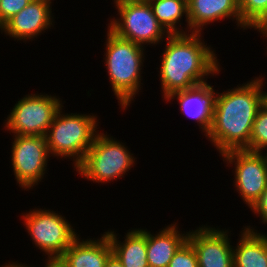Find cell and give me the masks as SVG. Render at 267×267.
I'll use <instances>...</instances> for the list:
<instances>
[{"mask_svg":"<svg viewBox=\"0 0 267 267\" xmlns=\"http://www.w3.org/2000/svg\"><path fill=\"white\" fill-rule=\"evenodd\" d=\"M263 80L259 76L220 95L215 93L212 123L205 136L221 155L248 148L253 123L262 105Z\"/></svg>","mask_w":267,"mask_h":267,"instance_id":"6da1fadb","label":"cell"},{"mask_svg":"<svg viewBox=\"0 0 267 267\" xmlns=\"http://www.w3.org/2000/svg\"><path fill=\"white\" fill-rule=\"evenodd\" d=\"M200 35L192 32L167 36L159 72L165 100L175 92L207 83L205 76L219 74L216 54Z\"/></svg>","mask_w":267,"mask_h":267,"instance_id":"7a4b0ae2","label":"cell"},{"mask_svg":"<svg viewBox=\"0 0 267 267\" xmlns=\"http://www.w3.org/2000/svg\"><path fill=\"white\" fill-rule=\"evenodd\" d=\"M105 45V63L110 84L118 102L120 101V107L125 110L133 97L141 90L144 48L118 37L109 29Z\"/></svg>","mask_w":267,"mask_h":267,"instance_id":"3957f363","label":"cell"},{"mask_svg":"<svg viewBox=\"0 0 267 267\" xmlns=\"http://www.w3.org/2000/svg\"><path fill=\"white\" fill-rule=\"evenodd\" d=\"M63 106L56 113L45 138L49 154L73 157L74 168L84 159L97 136L96 115L61 114Z\"/></svg>","mask_w":267,"mask_h":267,"instance_id":"277c9868","label":"cell"},{"mask_svg":"<svg viewBox=\"0 0 267 267\" xmlns=\"http://www.w3.org/2000/svg\"><path fill=\"white\" fill-rule=\"evenodd\" d=\"M123 143L99 133L76 171L86 179L107 183L122 178L134 165L135 158Z\"/></svg>","mask_w":267,"mask_h":267,"instance_id":"5b68a950","label":"cell"},{"mask_svg":"<svg viewBox=\"0 0 267 267\" xmlns=\"http://www.w3.org/2000/svg\"><path fill=\"white\" fill-rule=\"evenodd\" d=\"M115 6L120 17L112 19L108 29L118 37L144 46L156 45L170 35L153 14L147 0L126 1Z\"/></svg>","mask_w":267,"mask_h":267,"instance_id":"8992f818","label":"cell"},{"mask_svg":"<svg viewBox=\"0 0 267 267\" xmlns=\"http://www.w3.org/2000/svg\"><path fill=\"white\" fill-rule=\"evenodd\" d=\"M23 218L33 243L48 255L47 263L52 265L78 237L65 217L50 209H35Z\"/></svg>","mask_w":267,"mask_h":267,"instance_id":"52a82bcc","label":"cell"},{"mask_svg":"<svg viewBox=\"0 0 267 267\" xmlns=\"http://www.w3.org/2000/svg\"><path fill=\"white\" fill-rule=\"evenodd\" d=\"M62 101L48 94H29L15 104L5 127L13 135L45 136Z\"/></svg>","mask_w":267,"mask_h":267,"instance_id":"ba28073f","label":"cell"},{"mask_svg":"<svg viewBox=\"0 0 267 267\" xmlns=\"http://www.w3.org/2000/svg\"><path fill=\"white\" fill-rule=\"evenodd\" d=\"M222 157L228 165L235 163L234 186L251 208L267 188V153L231 150L223 153Z\"/></svg>","mask_w":267,"mask_h":267,"instance_id":"9c48e42d","label":"cell"},{"mask_svg":"<svg viewBox=\"0 0 267 267\" xmlns=\"http://www.w3.org/2000/svg\"><path fill=\"white\" fill-rule=\"evenodd\" d=\"M15 136L12 165L17 183L25 189L38 185L45 175L49 156L45 136Z\"/></svg>","mask_w":267,"mask_h":267,"instance_id":"30bf717a","label":"cell"},{"mask_svg":"<svg viewBox=\"0 0 267 267\" xmlns=\"http://www.w3.org/2000/svg\"><path fill=\"white\" fill-rule=\"evenodd\" d=\"M228 233L205 225L189 231L187 241L196 252L198 267H234Z\"/></svg>","mask_w":267,"mask_h":267,"instance_id":"8fae6325","label":"cell"},{"mask_svg":"<svg viewBox=\"0 0 267 267\" xmlns=\"http://www.w3.org/2000/svg\"><path fill=\"white\" fill-rule=\"evenodd\" d=\"M50 3L31 1L22 11L14 15L0 29L16 40H30L51 27L52 7Z\"/></svg>","mask_w":267,"mask_h":267,"instance_id":"7c38bea8","label":"cell"},{"mask_svg":"<svg viewBox=\"0 0 267 267\" xmlns=\"http://www.w3.org/2000/svg\"><path fill=\"white\" fill-rule=\"evenodd\" d=\"M113 254L107 234L97 240L80 241L79 235L53 267H105Z\"/></svg>","mask_w":267,"mask_h":267,"instance_id":"4fadbf2b","label":"cell"},{"mask_svg":"<svg viewBox=\"0 0 267 267\" xmlns=\"http://www.w3.org/2000/svg\"><path fill=\"white\" fill-rule=\"evenodd\" d=\"M214 97L213 86L203 83L191 89L175 92L166 101L176 98L182 113L196 120L200 129L207 135L212 123Z\"/></svg>","mask_w":267,"mask_h":267,"instance_id":"5bb4252c","label":"cell"},{"mask_svg":"<svg viewBox=\"0 0 267 267\" xmlns=\"http://www.w3.org/2000/svg\"><path fill=\"white\" fill-rule=\"evenodd\" d=\"M187 8L190 29L188 33H201L204 25L226 18L235 19L242 28L239 0H187Z\"/></svg>","mask_w":267,"mask_h":267,"instance_id":"9a60e30c","label":"cell"},{"mask_svg":"<svg viewBox=\"0 0 267 267\" xmlns=\"http://www.w3.org/2000/svg\"><path fill=\"white\" fill-rule=\"evenodd\" d=\"M188 233H180L176 223L168 225L157 235L146 230L149 267H168L174 254L188 240Z\"/></svg>","mask_w":267,"mask_h":267,"instance_id":"2e32d148","label":"cell"},{"mask_svg":"<svg viewBox=\"0 0 267 267\" xmlns=\"http://www.w3.org/2000/svg\"><path fill=\"white\" fill-rule=\"evenodd\" d=\"M110 241L114 256L124 267H149L147 261L146 230L134 229L127 232L125 240H117L114 231L105 232Z\"/></svg>","mask_w":267,"mask_h":267,"instance_id":"e0dca14e","label":"cell"},{"mask_svg":"<svg viewBox=\"0 0 267 267\" xmlns=\"http://www.w3.org/2000/svg\"><path fill=\"white\" fill-rule=\"evenodd\" d=\"M233 262L234 267H267V235L245 227L233 247Z\"/></svg>","mask_w":267,"mask_h":267,"instance_id":"ac0fdd59","label":"cell"},{"mask_svg":"<svg viewBox=\"0 0 267 267\" xmlns=\"http://www.w3.org/2000/svg\"><path fill=\"white\" fill-rule=\"evenodd\" d=\"M152 8L153 14L169 34H186L183 29L177 28L183 15L186 17L187 27L188 8L187 0H147Z\"/></svg>","mask_w":267,"mask_h":267,"instance_id":"d6986e66","label":"cell"},{"mask_svg":"<svg viewBox=\"0 0 267 267\" xmlns=\"http://www.w3.org/2000/svg\"><path fill=\"white\" fill-rule=\"evenodd\" d=\"M239 12L243 30H257L267 19V0H239Z\"/></svg>","mask_w":267,"mask_h":267,"instance_id":"ffe728a7","label":"cell"},{"mask_svg":"<svg viewBox=\"0 0 267 267\" xmlns=\"http://www.w3.org/2000/svg\"><path fill=\"white\" fill-rule=\"evenodd\" d=\"M265 149L267 151V108L262 104L257 111L246 150L263 152Z\"/></svg>","mask_w":267,"mask_h":267,"instance_id":"44dd1931","label":"cell"},{"mask_svg":"<svg viewBox=\"0 0 267 267\" xmlns=\"http://www.w3.org/2000/svg\"><path fill=\"white\" fill-rule=\"evenodd\" d=\"M168 267H198L196 252L188 241L174 254Z\"/></svg>","mask_w":267,"mask_h":267,"instance_id":"7402d4cb","label":"cell"},{"mask_svg":"<svg viewBox=\"0 0 267 267\" xmlns=\"http://www.w3.org/2000/svg\"><path fill=\"white\" fill-rule=\"evenodd\" d=\"M30 2L31 0H0V28Z\"/></svg>","mask_w":267,"mask_h":267,"instance_id":"603a6c76","label":"cell"},{"mask_svg":"<svg viewBox=\"0 0 267 267\" xmlns=\"http://www.w3.org/2000/svg\"><path fill=\"white\" fill-rule=\"evenodd\" d=\"M254 213L259 214L262 222L267 223V188L261 194V197L250 208Z\"/></svg>","mask_w":267,"mask_h":267,"instance_id":"cb8c5ba5","label":"cell"},{"mask_svg":"<svg viewBox=\"0 0 267 267\" xmlns=\"http://www.w3.org/2000/svg\"><path fill=\"white\" fill-rule=\"evenodd\" d=\"M105 267H124L122 263L112 254L106 262Z\"/></svg>","mask_w":267,"mask_h":267,"instance_id":"d4e9b609","label":"cell"},{"mask_svg":"<svg viewBox=\"0 0 267 267\" xmlns=\"http://www.w3.org/2000/svg\"><path fill=\"white\" fill-rule=\"evenodd\" d=\"M45 264H46L45 267H53V265L50 263H45ZM26 265L27 264L24 265V264H19V263H15V262L11 264L9 262V264L6 263L5 266H1V267H30V266H28V265L26 266Z\"/></svg>","mask_w":267,"mask_h":267,"instance_id":"484cf974","label":"cell"},{"mask_svg":"<svg viewBox=\"0 0 267 267\" xmlns=\"http://www.w3.org/2000/svg\"><path fill=\"white\" fill-rule=\"evenodd\" d=\"M257 31L261 32L263 37H267V19L262 23V25L257 29Z\"/></svg>","mask_w":267,"mask_h":267,"instance_id":"4316f807","label":"cell"},{"mask_svg":"<svg viewBox=\"0 0 267 267\" xmlns=\"http://www.w3.org/2000/svg\"><path fill=\"white\" fill-rule=\"evenodd\" d=\"M262 104L267 108V93L262 90Z\"/></svg>","mask_w":267,"mask_h":267,"instance_id":"83f0119b","label":"cell"},{"mask_svg":"<svg viewBox=\"0 0 267 267\" xmlns=\"http://www.w3.org/2000/svg\"><path fill=\"white\" fill-rule=\"evenodd\" d=\"M126 1H135V0H114L115 5L122 3V2H126Z\"/></svg>","mask_w":267,"mask_h":267,"instance_id":"f1b7e54d","label":"cell"},{"mask_svg":"<svg viewBox=\"0 0 267 267\" xmlns=\"http://www.w3.org/2000/svg\"><path fill=\"white\" fill-rule=\"evenodd\" d=\"M31 1H40V2H45V3H52V0H31Z\"/></svg>","mask_w":267,"mask_h":267,"instance_id":"f546056e","label":"cell"}]
</instances>
